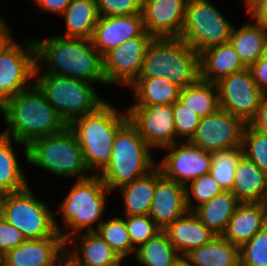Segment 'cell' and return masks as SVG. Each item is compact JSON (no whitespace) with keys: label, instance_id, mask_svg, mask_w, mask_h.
I'll list each match as a JSON object with an SVG mask.
<instances>
[{"label":"cell","instance_id":"obj_1","mask_svg":"<svg viewBox=\"0 0 267 266\" xmlns=\"http://www.w3.org/2000/svg\"><path fill=\"white\" fill-rule=\"evenodd\" d=\"M0 110L9 126L3 133L15 143L24 144L26 160L31 141L56 134L68 126L36 83L10 98Z\"/></svg>","mask_w":267,"mask_h":266},{"label":"cell","instance_id":"obj_2","mask_svg":"<svg viewBox=\"0 0 267 266\" xmlns=\"http://www.w3.org/2000/svg\"><path fill=\"white\" fill-rule=\"evenodd\" d=\"M34 42L37 66L40 61L47 64L44 74L106 84L102 55L95 49L91 39L53 36Z\"/></svg>","mask_w":267,"mask_h":266},{"label":"cell","instance_id":"obj_3","mask_svg":"<svg viewBox=\"0 0 267 266\" xmlns=\"http://www.w3.org/2000/svg\"><path fill=\"white\" fill-rule=\"evenodd\" d=\"M160 77L181 89L200 79V54L180 37L153 38L138 78Z\"/></svg>","mask_w":267,"mask_h":266},{"label":"cell","instance_id":"obj_4","mask_svg":"<svg viewBox=\"0 0 267 266\" xmlns=\"http://www.w3.org/2000/svg\"><path fill=\"white\" fill-rule=\"evenodd\" d=\"M128 121L127 111L118 113L106 102L94 113L77 117L68 124L82 149L88 170L102 171L108 165L115 137Z\"/></svg>","mask_w":267,"mask_h":266},{"label":"cell","instance_id":"obj_5","mask_svg":"<svg viewBox=\"0 0 267 266\" xmlns=\"http://www.w3.org/2000/svg\"><path fill=\"white\" fill-rule=\"evenodd\" d=\"M150 146L128 121L117 133L108 165L98 174L112 192L135 179L141 178L157 167L150 154Z\"/></svg>","mask_w":267,"mask_h":266},{"label":"cell","instance_id":"obj_6","mask_svg":"<svg viewBox=\"0 0 267 266\" xmlns=\"http://www.w3.org/2000/svg\"><path fill=\"white\" fill-rule=\"evenodd\" d=\"M27 161L57 176L81 175L79 179L89 177L85 176L89 170L82 149L68 126L56 134L31 141L27 145Z\"/></svg>","mask_w":267,"mask_h":266},{"label":"cell","instance_id":"obj_7","mask_svg":"<svg viewBox=\"0 0 267 266\" xmlns=\"http://www.w3.org/2000/svg\"><path fill=\"white\" fill-rule=\"evenodd\" d=\"M75 183L59 209L63 223L72 229L67 233L59 232L66 244L70 241L72 243L71 237L84 228H87L86 231H95L90 226L95 222H99V226L103 222L100 218L106 205L105 199L107 193L111 192L98 174L77 179Z\"/></svg>","mask_w":267,"mask_h":266},{"label":"cell","instance_id":"obj_8","mask_svg":"<svg viewBox=\"0 0 267 266\" xmlns=\"http://www.w3.org/2000/svg\"><path fill=\"white\" fill-rule=\"evenodd\" d=\"M0 216L18 229L25 239L62 237L46 203L37 200L29 187L0 195Z\"/></svg>","mask_w":267,"mask_h":266},{"label":"cell","instance_id":"obj_9","mask_svg":"<svg viewBox=\"0 0 267 266\" xmlns=\"http://www.w3.org/2000/svg\"><path fill=\"white\" fill-rule=\"evenodd\" d=\"M35 83L43 91L47 102L67 124L77 117L94 113L106 103L88 81L43 74Z\"/></svg>","mask_w":267,"mask_h":266},{"label":"cell","instance_id":"obj_10","mask_svg":"<svg viewBox=\"0 0 267 266\" xmlns=\"http://www.w3.org/2000/svg\"><path fill=\"white\" fill-rule=\"evenodd\" d=\"M233 27L209 0H188L180 38L200 54L229 42Z\"/></svg>","mask_w":267,"mask_h":266},{"label":"cell","instance_id":"obj_11","mask_svg":"<svg viewBox=\"0 0 267 266\" xmlns=\"http://www.w3.org/2000/svg\"><path fill=\"white\" fill-rule=\"evenodd\" d=\"M216 85L220 108L251 123L265 93L256 85L249 67L220 79Z\"/></svg>","mask_w":267,"mask_h":266},{"label":"cell","instance_id":"obj_12","mask_svg":"<svg viewBox=\"0 0 267 266\" xmlns=\"http://www.w3.org/2000/svg\"><path fill=\"white\" fill-rule=\"evenodd\" d=\"M25 45L27 49L14 41L0 55V108L10 98L28 88L29 86H25L26 81L34 78L40 70L34 40Z\"/></svg>","mask_w":267,"mask_h":266},{"label":"cell","instance_id":"obj_13","mask_svg":"<svg viewBox=\"0 0 267 266\" xmlns=\"http://www.w3.org/2000/svg\"><path fill=\"white\" fill-rule=\"evenodd\" d=\"M153 37L145 31L102 56L106 84L131 86L139 77L145 53Z\"/></svg>","mask_w":267,"mask_h":266},{"label":"cell","instance_id":"obj_14","mask_svg":"<svg viewBox=\"0 0 267 266\" xmlns=\"http://www.w3.org/2000/svg\"><path fill=\"white\" fill-rule=\"evenodd\" d=\"M245 126L246 123L241 118L219 108L214 113L201 118L189 142L208 152L242 147Z\"/></svg>","mask_w":267,"mask_h":266},{"label":"cell","instance_id":"obj_15","mask_svg":"<svg viewBox=\"0 0 267 266\" xmlns=\"http://www.w3.org/2000/svg\"><path fill=\"white\" fill-rule=\"evenodd\" d=\"M176 144L179 145L174 143L164 147L170 151L157 167L166 178L186 187L195 178L209 173L212 155L189 141L181 142L180 147Z\"/></svg>","mask_w":267,"mask_h":266},{"label":"cell","instance_id":"obj_16","mask_svg":"<svg viewBox=\"0 0 267 266\" xmlns=\"http://www.w3.org/2000/svg\"><path fill=\"white\" fill-rule=\"evenodd\" d=\"M127 113L129 121L151 148H164L176 143L172 104L130 107Z\"/></svg>","mask_w":267,"mask_h":266},{"label":"cell","instance_id":"obj_17","mask_svg":"<svg viewBox=\"0 0 267 266\" xmlns=\"http://www.w3.org/2000/svg\"><path fill=\"white\" fill-rule=\"evenodd\" d=\"M66 241L63 237L26 239L1 258L3 266H54L66 258ZM56 260V261H55Z\"/></svg>","mask_w":267,"mask_h":266},{"label":"cell","instance_id":"obj_18","mask_svg":"<svg viewBox=\"0 0 267 266\" xmlns=\"http://www.w3.org/2000/svg\"><path fill=\"white\" fill-rule=\"evenodd\" d=\"M188 0H143L145 30L153 38L180 37Z\"/></svg>","mask_w":267,"mask_h":266},{"label":"cell","instance_id":"obj_19","mask_svg":"<svg viewBox=\"0 0 267 266\" xmlns=\"http://www.w3.org/2000/svg\"><path fill=\"white\" fill-rule=\"evenodd\" d=\"M142 14L124 16H100L94 27L91 41L103 56L110 49L145 32Z\"/></svg>","mask_w":267,"mask_h":266},{"label":"cell","instance_id":"obj_20","mask_svg":"<svg viewBox=\"0 0 267 266\" xmlns=\"http://www.w3.org/2000/svg\"><path fill=\"white\" fill-rule=\"evenodd\" d=\"M187 211L186 187L166 178L161 173L157 177L155 192L148 215L161 230H165Z\"/></svg>","mask_w":267,"mask_h":266},{"label":"cell","instance_id":"obj_21","mask_svg":"<svg viewBox=\"0 0 267 266\" xmlns=\"http://www.w3.org/2000/svg\"><path fill=\"white\" fill-rule=\"evenodd\" d=\"M267 225V203L240 202L222 237L241 246Z\"/></svg>","mask_w":267,"mask_h":266},{"label":"cell","instance_id":"obj_22","mask_svg":"<svg viewBox=\"0 0 267 266\" xmlns=\"http://www.w3.org/2000/svg\"><path fill=\"white\" fill-rule=\"evenodd\" d=\"M180 256L207 244L215 237L193 211H187L164 230Z\"/></svg>","mask_w":267,"mask_h":266},{"label":"cell","instance_id":"obj_23","mask_svg":"<svg viewBox=\"0 0 267 266\" xmlns=\"http://www.w3.org/2000/svg\"><path fill=\"white\" fill-rule=\"evenodd\" d=\"M245 68L229 42L209 47L200 53V79L203 81L216 83Z\"/></svg>","mask_w":267,"mask_h":266},{"label":"cell","instance_id":"obj_24","mask_svg":"<svg viewBox=\"0 0 267 266\" xmlns=\"http://www.w3.org/2000/svg\"><path fill=\"white\" fill-rule=\"evenodd\" d=\"M232 193L240 202L267 203V174L245 155L237 163Z\"/></svg>","mask_w":267,"mask_h":266},{"label":"cell","instance_id":"obj_25","mask_svg":"<svg viewBox=\"0 0 267 266\" xmlns=\"http://www.w3.org/2000/svg\"><path fill=\"white\" fill-rule=\"evenodd\" d=\"M74 235L81 242L82 255L77 248L67 254V247L65 255L74 266H112L123 260L95 231H86L83 236Z\"/></svg>","mask_w":267,"mask_h":266},{"label":"cell","instance_id":"obj_26","mask_svg":"<svg viewBox=\"0 0 267 266\" xmlns=\"http://www.w3.org/2000/svg\"><path fill=\"white\" fill-rule=\"evenodd\" d=\"M239 203L232 191H223L197 206L193 212L215 236H222Z\"/></svg>","mask_w":267,"mask_h":266},{"label":"cell","instance_id":"obj_27","mask_svg":"<svg viewBox=\"0 0 267 266\" xmlns=\"http://www.w3.org/2000/svg\"><path fill=\"white\" fill-rule=\"evenodd\" d=\"M185 257L191 266H240L239 246L222 236H215Z\"/></svg>","mask_w":267,"mask_h":266},{"label":"cell","instance_id":"obj_28","mask_svg":"<svg viewBox=\"0 0 267 266\" xmlns=\"http://www.w3.org/2000/svg\"><path fill=\"white\" fill-rule=\"evenodd\" d=\"M267 31L256 22L239 30L233 27L229 43L234 47L242 63L250 67L264 55Z\"/></svg>","mask_w":267,"mask_h":266},{"label":"cell","instance_id":"obj_29","mask_svg":"<svg viewBox=\"0 0 267 266\" xmlns=\"http://www.w3.org/2000/svg\"><path fill=\"white\" fill-rule=\"evenodd\" d=\"M161 173V170L156 167L147 175L120 187L125 202L126 216L149 214L157 177Z\"/></svg>","mask_w":267,"mask_h":266},{"label":"cell","instance_id":"obj_30","mask_svg":"<svg viewBox=\"0 0 267 266\" xmlns=\"http://www.w3.org/2000/svg\"><path fill=\"white\" fill-rule=\"evenodd\" d=\"M62 15L66 19L64 37L91 39L100 17L97 0H71Z\"/></svg>","mask_w":267,"mask_h":266},{"label":"cell","instance_id":"obj_31","mask_svg":"<svg viewBox=\"0 0 267 266\" xmlns=\"http://www.w3.org/2000/svg\"><path fill=\"white\" fill-rule=\"evenodd\" d=\"M134 88L136 104L131 107H146L151 104H174L181 88L164 78H137Z\"/></svg>","mask_w":267,"mask_h":266},{"label":"cell","instance_id":"obj_32","mask_svg":"<svg viewBox=\"0 0 267 266\" xmlns=\"http://www.w3.org/2000/svg\"><path fill=\"white\" fill-rule=\"evenodd\" d=\"M178 100L200 118L206 117L220 108L216 83L201 79L181 89Z\"/></svg>","mask_w":267,"mask_h":266},{"label":"cell","instance_id":"obj_33","mask_svg":"<svg viewBox=\"0 0 267 266\" xmlns=\"http://www.w3.org/2000/svg\"><path fill=\"white\" fill-rule=\"evenodd\" d=\"M12 139L3 132L0 134V195L21 191L29 186L13 151Z\"/></svg>","mask_w":267,"mask_h":266},{"label":"cell","instance_id":"obj_34","mask_svg":"<svg viewBox=\"0 0 267 266\" xmlns=\"http://www.w3.org/2000/svg\"><path fill=\"white\" fill-rule=\"evenodd\" d=\"M135 253L138 263L146 266H172L180 256L164 230L136 247Z\"/></svg>","mask_w":267,"mask_h":266},{"label":"cell","instance_id":"obj_35","mask_svg":"<svg viewBox=\"0 0 267 266\" xmlns=\"http://www.w3.org/2000/svg\"><path fill=\"white\" fill-rule=\"evenodd\" d=\"M212 161L209 174L219 184L223 191H232L235 180V170L242 147H232L211 152Z\"/></svg>","mask_w":267,"mask_h":266},{"label":"cell","instance_id":"obj_36","mask_svg":"<svg viewBox=\"0 0 267 266\" xmlns=\"http://www.w3.org/2000/svg\"><path fill=\"white\" fill-rule=\"evenodd\" d=\"M95 232L114 250V252L124 259L128 254L136 251L132 246L129 233L126 228L125 219L115 217L103 221Z\"/></svg>","mask_w":267,"mask_h":266},{"label":"cell","instance_id":"obj_37","mask_svg":"<svg viewBox=\"0 0 267 266\" xmlns=\"http://www.w3.org/2000/svg\"><path fill=\"white\" fill-rule=\"evenodd\" d=\"M243 155L267 174V133L260 132L247 123L242 139Z\"/></svg>","mask_w":267,"mask_h":266},{"label":"cell","instance_id":"obj_38","mask_svg":"<svg viewBox=\"0 0 267 266\" xmlns=\"http://www.w3.org/2000/svg\"><path fill=\"white\" fill-rule=\"evenodd\" d=\"M240 266H267V225L239 247Z\"/></svg>","mask_w":267,"mask_h":266},{"label":"cell","instance_id":"obj_39","mask_svg":"<svg viewBox=\"0 0 267 266\" xmlns=\"http://www.w3.org/2000/svg\"><path fill=\"white\" fill-rule=\"evenodd\" d=\"M190 185V186H189ZM219 184L208 173L195 178L186 186V206L188 211H193L200 204L210 201L214 196L222 193ZM191 194L196 199L197 204L193 205Z\"/></svg>","mask_w":267,"mask_h":266},{"label":"cell","instance_id":"obj_40","mask_svg":"<svg viewBox=\"0 0 267 266\" xmlns=\"http://www.w3.org/2000/svg\"><path fill=\"white\" fill-rule=\"evenodd\" d=\"M125 223L134 248L135 244L142 245L161 231L149 215L126 216Z\"/></svg>","mask_w":267,"mask_h":266},{"label":"cell","instance_id":"obj_41","mask_svg":"<svg viewBox=\"0 0 267 266\" xmlns=\"http://www.w3.org/2000/svg\"><path fill=\"white\" fill-rule=\"evenodd\" d=\"M172 107L176 139L180 136L185 138L186 141H190L196 132L201 118L191 109L185 107L179 100L172 104Z\"/></svg>","mask_w":267,"mask_h":266},{"label":"cell","instance_id":"obj_42","mask_svg":"<svg viewBox=\"0 0 267 266\" xmlns=\"http://www.w3.org/2000/svg\"><path fill=\"white\" fill-rule=\"evenodd\" d=\"M100 16L142 14V0H97Z\"/></svg>","mask_w":267,"mask_h":266},{"label":"cell","instance_id":"obj_43","mask_svg":"<svg viewBox=\"0 0 267 266\" xmlns=\"http://www.w3.org/2000/svg\"><path fill=\"white\" fill-rule=\"evenodd\" d=\"M22 233L0 216V258L25 241Z\"/></svg>","mask_w":267,"mask_h":266},{"label":"cell","instance_id":"obj_44","mask_svg":"<svg viewBox=\"0 0 267 266\" xmlns=\"http://www.w3.org/2000/svg\"><path fill=\"white\" fill-rule=\"evenodd\" d=\"M249 69L252 72L256 85L267 94V59L264 56L261 57Z\"/></svg>","mask_w":267,"mask_h":266},{"label":"cell","instance_id":"obj_45","mask_svg":"<svg viewBox=\"0 0 267 266\" xmlns=\"http://www.w3.org/2000/svg\"><path fill=\"white\" fill-rule=\"evenodd\" d=\"M250 124L260 132L267 133V94L262 97L257 114Z\"/></svg>","mask_w":267,"mask_h":266},{"label":"cell","instance_id":"obj_46","mask_svg":"<svg viewBox=\"0 0 267 266\" xmlns=\"http://www.w3.org/2000/svg\"><path fill=\"white\" fill-rule=\"evenodd\" d=\"M248 12L267 31V0L257 2Z\"/></svg>","mask_w":267,"mask_h":266},{"label":"cell","instance_id":"obj_47","mask_svg":"<svg viewBox=\"0 0 267 266\" xmlns=\"http://www.w3.org/2000/svg\"><path fill=\"white\" fill-rule=\"evenodd\" d=\"M43 10L59 13L62 16L71 0H34Z\"/></svg>","mask_w":267,"mask_h":266},{"label":"cell","instance_id":"obj_48","mask_svg":"<svg viewBox=\"0 0 267 266\" xmlns=\"http://www.w3.org/2000/svg\"><path fill=\"white\" fill-rule=\"evenodd\" d=\"M11 33L6 23L0 19V55L13 43Z\"/></svg>","mask_w":267,"mask_h":266},{"label":"cell","instance_id":"obj_49","mask_svg":"<svg viewBox=\"0 0 267 266\" xmlns=\"http://www.w3.org/2000/svg\"><path fill=\"white\" fill-rule=\"evenodd\" d=\"M172 266H191L189 260L185 256H179Z\"/></svg>","mask_w":267,"mask_h":266},{"label":"cell","instance_id":"obj_50","mask_svg":"<svg viewBox=\"0 0 267 266\" xmlns=\"http://www.w3.org/2000/svg\"><path fill=\"white\" fill-rule=\"evenodd\" d=\"M246 1V5L248 6V11L259 1L262 0H245Z\"/></svg>","mask_w":267,"mask_h":266},{"label":"cell","instance_id":"obj_51","mask_svg":"<svg viewBox=\"0 0 267 266\" xmlns=\"http://www.w3.org/2000/svg\"><path fill=\"white\" fill-rule=\"evenodd\" d=\"M58 266H74L68 259H64V260H62V262H60L59 264H58Z\"/></svg>","mask_w":267,"mask_h":266},{"label":"cell","instance_id":"obj_52","mask_svg":"<svg viewBox=\"0 0 267 266\" xmlns=\"http://www.w3.org/2000/svg\"><path fill=\"white\" fill-rule=\"evenodd\" d=\"M263 56L267 59V42H266V45H265V50H264V55Z\"/></svg>","mask_w":267,"mask_h":266},{"label":"cell","instance_id":"obj_53","mask_svg":"<svg viewBox=\"0 0 267 266\" xmlns=\"http://www.w3.org/2000/svg\"><path fill=\"white\" fill-rule=\"evenodd\" d=\"M122 261H120L118 264H116V265H112V266H121V263Z\"/></svg>","mask_w":267,"mask_h":266}]
</instances>
